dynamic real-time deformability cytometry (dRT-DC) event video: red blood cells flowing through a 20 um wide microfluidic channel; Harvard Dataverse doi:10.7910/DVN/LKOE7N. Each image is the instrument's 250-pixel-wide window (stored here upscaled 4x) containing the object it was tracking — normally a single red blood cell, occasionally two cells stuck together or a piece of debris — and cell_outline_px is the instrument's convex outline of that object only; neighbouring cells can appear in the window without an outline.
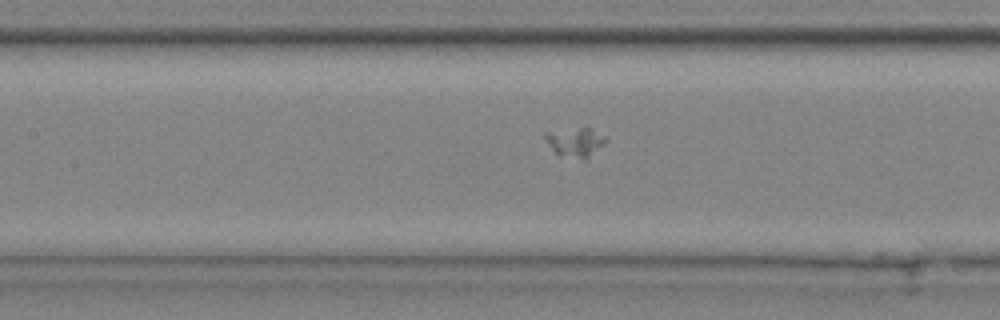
{"species": "common noctule bat (a hibernating species)", "species_latin": "Nyctalus noctula", "temperature_condition": "cold", "stored_images_in_passage": 31, "camera_frame_rate_fps": 3000, "um_per_image_px": 0.085, "animal": {"sex": "male", "body_mass_g": 20.4}, "frame": {"image": 1, "passage_image": 13, "time_ms": 4.0, "image_size_px": [1000, 320], "cell_outline_px": [[608, 140], [588, 160], [584, 160], [556, 156], [548, 144], [544, 136], [544, 132], [580, 128], [588, 128], [604, 136]], "centroid_in_image_um": [48.88, 12.14], "position_along_channel_um": 158.5, "area_um2": 10.52}}
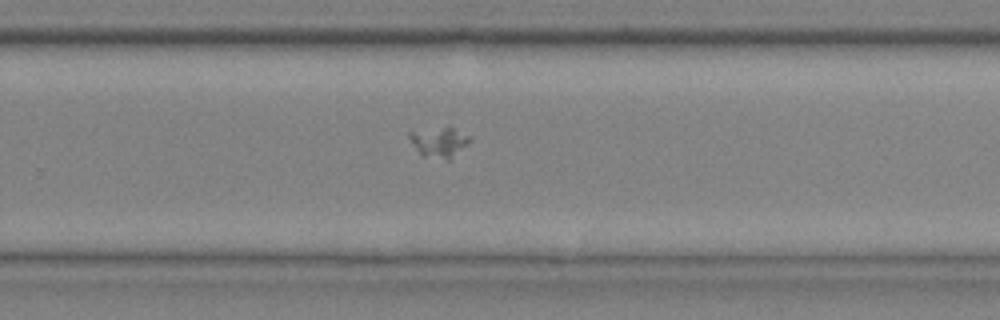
{"frame": {"image": 2, "passage_image": 23, "time_ms": 7.333, "image_size_px": [1000, 320], "cell_outline_px": [[472, 140], [468, 144], [448, 160], [424, 156], [412, 144], [408, 136], [408, 132], [448, 124], [468, 136]], "centroid_in_image_um": [37.33, 12.02], "position_along_channel_um": 292.5, "area_um2": 10.75}}
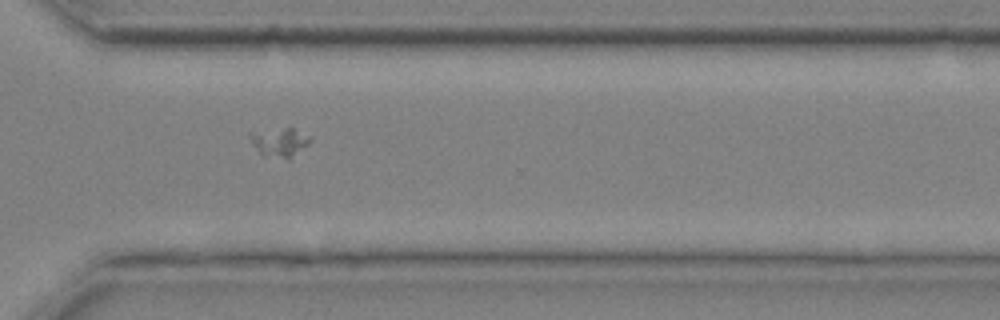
{"frame": {"image": 3, "passage_image": 27, "time_ms": 8.667, "image_size_px": [1000, 320], "cell_outline_px": [[312, 140], [308, 144], [288, 160], [264, 156], [252, 144], [248, 136], [248, 132], [284, 128], [292, 128], [308, 136]], "centroid_in_image_um": [23.73, 12.1], "position_along_channel_um": 346.9, "area_um2": 10.06}}